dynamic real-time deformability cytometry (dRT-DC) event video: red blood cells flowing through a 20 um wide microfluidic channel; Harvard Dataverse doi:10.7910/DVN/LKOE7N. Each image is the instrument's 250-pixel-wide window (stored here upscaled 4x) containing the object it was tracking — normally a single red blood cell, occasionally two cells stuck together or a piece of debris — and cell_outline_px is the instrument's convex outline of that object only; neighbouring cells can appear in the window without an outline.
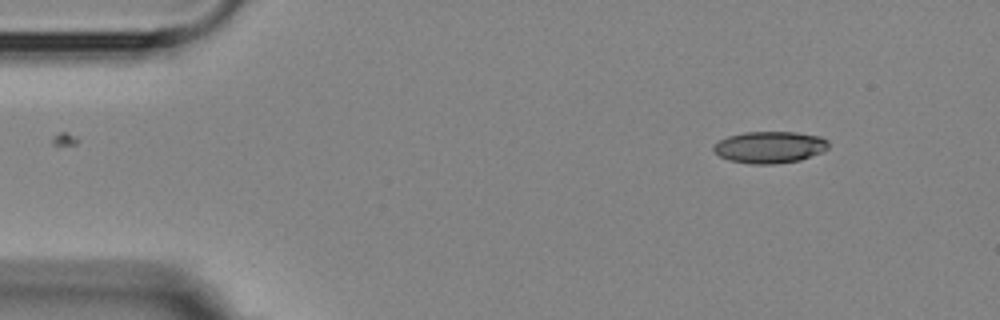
{"species": "Egyptian fruit bat (a non-hibernating species)", "species_latin": "Rousettus aegyptiacus", "temperature_condition": "room temperature", "stored_images_in_passage": 7, "camera_frame_rate_fps": 3000, "um_per_image_px": 0.085, "animal": {"sex": "female"}, "frame": {"image": 1, "passage_image": 1, "time_ms": 0.0, "image_size_px": [1000, 320], "cell_outline_px": [[828, 148], [824, 152], [800, 160], [772, 164], [752, 164], [728, 160], [720, 156], [712, 148], [720, 140], [728, 136], [744, 132], [796, 132], [820, 136], [828, 140]], "centroid_in_image_um": [65.46, 12.51], "position_along_channel_um": 19.5, "area_um2": 21.27}}
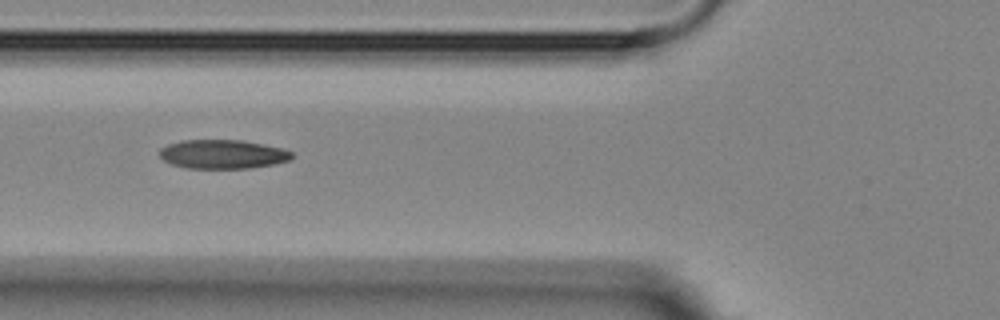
{"frame": {"image": 2, "passage_image": 5, "time_ms": 4.667, "image_size_px": [1000, 320], "cell_outline_px": [[292, 156], [288, 160], [272, 164], [248, 168], [188, 168], [172, 164], [164, 160], [160, 156], [160, 148], [168, 144], [180, 140], [244, 140], [280, 148], [292, 152]], "centroid_in_image_um": [18.88, 13.1], "position_along_channel_um": 106.9, "area_um2": 22.08}}
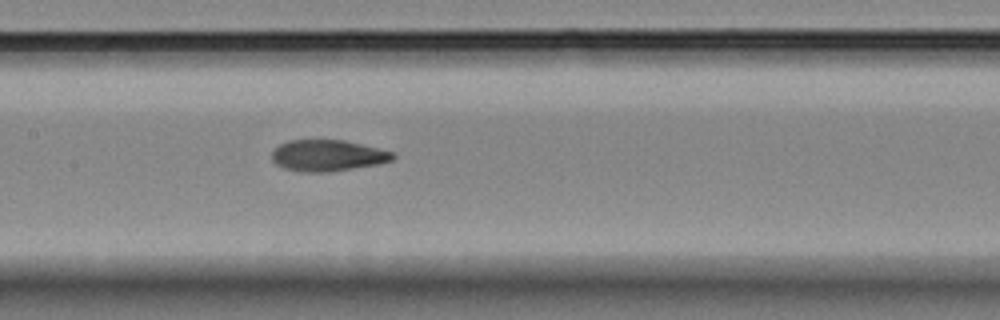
{"frame": {"image": 3, "passage_image": 7, "time_ms": 6.667, "image_size_px": [1000, 320], "cell_outline_px": [[396, 156], [392, 160], [380, 164], [328, 172], [304, 172], [284, 168], [276, 164], [272, 160], [272, 152], [280, 144], [288, 140], [344, 140], [396, 152]], "centroid_in_image_um": [27.88, 13.22], "position_along_channel_um": 179.5, "area_um2": 22.14}}